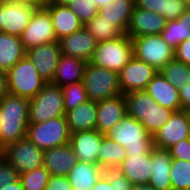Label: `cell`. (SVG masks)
Listing matches in <instances>:
<instances>
[{
	"instance_id": "6da1fadb",
	"label": "cell",
	"mask_w": 190,
	"mask_h": 190,
	"mask_svg": "<svg viewBox=\"0 0 190 190\" xmlns=\"http://www.w3.org/2000/svg\"><path fill=\"white\" fill-rule=\"evenodd\" d=\"M29 99L6 93L0 99V150L27 136Z\"/></svg>"
},
{
	"instance_id": "7a4b0ae2",
	"label": "cell",
	"mask_w": 190,
	"mask_h": 190,
	"mask_svg": "<svg viewBox=\"0 0 190 190\" xmlns=\"http://www.w3.org/2000/svg\"><path fill=\"white\" fill-rule=\"evenodd\" d=\"M127 115L140 121L153 136L171 117L173 110L165 108L146 92L131 91L124 94Z\"/></svg>"
},
{
	"instance_id": "3957f363",
	"label": "cell",
	"mask_w": 190,
	"mask_h": 190,
	"mask_svg": "<svg viewBox=\"0 0 190 190\" xmlns=\"http://www.w3.org/2000/svg\"><path fill=\"white\" fill-rule=\"evenodd\" d=\"M105 135L123 146L127 154H147L154 148L153 136L140 121L127 114Z\"/></svg>"
},
{
	"instance_id": "277c9868",
	"label": "cell",
	"mask_w": 190,
	"mask_h": 190,
	"mask_svg": "<svg viewBox=\"0 0 190 190\" xmlns=\"http://www.w3.org/2000/svg\"><path fill=\"white\" fill-rule=\"evenodd\" d=\"M133 43L130 36L98 42L89 63L119 73L133 57Z\"/></svg>"
},
{
	"instance_id": "5b68a950",
	"label": "cell",
	"mask_w": 190,
	"mask_h": 190,
	"mask_svg": "<svg viewBox=\"0 0 190 190\" xmlns=\"http://www.w3.org/2000/svg\"><path fill=\"white\" fill-rule=\"evenodd\" d=\"M6 75L8 93L28 99L35 97L47 83L27 55L11 67Z\"/></svg>"
},
{
	"instance_id": "8992f818",
	"label": "cell",
	"mask_w": 190,
	"mask_h": 190,
	"mask_svg": "<svg viewBox=\"0 0 190 190\" xmlns=\"http://www.w3.org/2000/svg\"><path fill=\"white\" fill-rule=\"evenodd\" d=\"M26 137L45 151L70 143L71 132L66 117L60 116L39 123H29Z\"/></svg>"
},
{
	"instance_id": "52a82bcc",
	"label": "cell",
	"mask_w": 190,
	"mask_h": 190,
	"mask_svg": "<svg viewBox=\"0 0 190 190\" xmlns=\"http://www.w3.org/2000/svg\"><path fill=\"white\" fill-rule=\"evenodd\" d=\"M83 83L88 100L100 102L122 94L118 73L87 62Z\"/></svg>"
},
{
	"instance_id": "ba28073f",
	"label": "cell",
	"mask_w": 190,
	"mask_h": 190,
	"mask_svg": "<svg viewBox=\"0 0 190 190\" xmlns=\"http://www.w3.org/2000/svg\"><path fill=\"white\" fill-rule=\"evenodd\" d=\"M29 123H39L65 116L64 98L61 87L46 83L43 89L29 99Z\"/></svg>"
},
{
	"instance_id": "9c48e42d",
	"label": "cell",
	"mask_w": 190,
	"mask_h": 190,
	"mask_svg": "<svg viewBox=\"0 0 190 190\" xmlns=\"http://www.w3.org/2000/svg\"><path fill=\"white\" fill-rule=\"evenodd\" d=\"M133 55L160 71L175 58L174 48L168 45L161 34L133 37Z\"/></svg>"
},
{
	"instance_id": "30bf717a",
	"label": "cell",
	"mask_w": 190,
	"mask_h": 190,
	"mask_svg": "<svg viewBox=\"0 0 190 190\" xmlns=\"http://www.w3.org/2000/svg\"><path fill=\"white\" fill-rule=\"evenodd\" d=\"M0 154L18 174L43 166L44 151L27 137L6 145L0 150Z\"/></svg>"
},
{
	"instance_id": "8fae6325",
	"label": "cell",
	"mask_w": 190,
	"mask_h": 190,
	"mask_svg": "<svg viewBox=\"0 0 190 190\" xmlns=\"http://www.w3.org/2000/svg\"><path fill=\"white\" fill-rule=\"evenodd\" d=\"M20 39L25 51L42 44L58 41L50 14L45 6L34 9L32 18Z\"/></svg>"
},
{
	"instance_id": "7c38bea8",
	"label": "cell",
	"mask_w": 190,
	"mask_h": 190,
	"mask_svg": "<svg viewBox=\"0 0 190 190\" xmlns=\"http://www.w3.org/2000/svg\"><path fill=\"white\" fill-rule=\"evenodd\" d=\"M157 72L158 70L153 66L133 56L118 73L119 86L122 94L124 95L131 91L146 90L148 83Z\"/></svg>"
},
{
	"instance_id": "4fadbf2b",
	"label": "cell",
	"mask_w": 190,
	"mask_h": 190,
	"mask_svg": "<svg viewBox=\"0 0 190 190\" xmlns=\"http://www.w3.org/2000/svg\"><path fill=\"white\" fill-rule=\"evenodd\" d=\"M190 112H173L170 119L153 135L154 147L168 150L180 140L189 138Z\"/></svg>"
},
{
	"instance_id": "5bb4252c",
	"label": "cell",
	"mask_w": 190,
	"mask_h": 190,
	"mask_svg": "<svg viewBox=\"0 0 190 190\" xmlns=\"http://www.w3.org/2000/svg\"><path fill=\"white\" fill-rule=\"evenodd\" d=\"M38 6L5 2L1 6L2 32L21 36Z\"/></svg>"
},
{
	"instance_id": "9a60e30c",
	"label": "cell",
	"mask_w": 190,
	"mask_h": 190,
	"mask_svg": "<svg viewBox=\"0 0 190 190\" xmlns=\"http://www.w3.org/2000/svg\"><path fill=\"white\" fill-rule=\"evenodd\" d=\"M26 55L34 63L40 76L47 83L51 82L61 55L59 42L56 41L33 47L26 51Z\"/></svg>"
},
{
	"instance_id": "2e32d148",
	"label": "cell",
	"mask_w": 190,
	"mask_h": 190,
	"mask_svg": "<svg viewBox=\"0 0 190 190\" xmlns=\"http://www.w3.org/2000/svg\"><path fill=\"white\" fill-rule=\"evenodd\" d=\"M58 42L62 55L80 58L87 62L91 59L98 43L85 27L71 35L62 37Z\"/></svg>"
},
{
	"instance_id": "e0dca14e",
	"label": "cell",
	"mask_w": 190,
	"mask_h": 190,
	"mask_svg": "<svg viewBox=\"0 0 190 190\" xmlns=\"http://www.w3.org/2000/svg\"><path fill=\"white\" fill-rule=\"evenodd\" d=\"M105 134L96 129L71 133L70 145L78 161L98 164V150Z\"/></svg>"
},
{
	"instance_id": "ac0fdd59",
	"label": "cell",
	"mask_w": 190,
	"mask_h": 190,
	"mask_svg": "<svg viewBox=\"0 0 190 190\" xmlns=\"http://www.w3.org/2000/svg\"><path fill=\"white\" fill-rule=\"evenodd\" d=\"M166 23L162 15L134 6L126 34L131 38L161 34Z\"/></svg>"
},
{
	"instance_id": "d6986e66",
	"label": "cell",
	"mask_w": 190,
	"mask_h": 190,
	"mask_svg": "<svg viewBox=\"0 0 190 190\" xmlns=\"http://www.w3.org/2000/svg\"><path fill=\"white\" fill-rule=\"evenodd\" d=\"M126 114V101L123 94L97 102L96 130L103 134L107 133Z\"/></svg>"
},
{
	"instance_id": "ffe728a7",
	"label": "cell",
	"mask_w": 190,
	"mask_h": 190,
	"mask_svg": "<svg viewBox=\"0 0 190 190\" xmlns=\"http://www.w3.org/2000/svg\"><path fill=\"white\" fill-rule=\"evenodd\" d=\"M172 157L169 150L154 147L151 152L152 171L149 185L154 190H172L171 170Z\"/></svg>"
},
{
	"instance_id": "44dd1931",
	"label": "cell",
	"mask_w": 190,
	"mask_h": 190,
	"mask_svg": "<svg viewBox=\"0 0 190 190\" xmlns=\"http://www.w3.org/2000/svg\"><path fill=\"white\" fill-rule=\"evenodd\" d=\"M77 161L70 143L44 151L43 166L50 175L67 176Z\"/></svg>"
},
{
	"instance_id": "7402d4cb",
	"label": "cell",
	"mask_w": 190,
	"mask_h": 190,
	"mask_svg": "<svg viewBox=\"0 0 190 190\" xmlns=\"http://www.w3.org/2000/svg\"><path fill=\"white\" fill-rule=\"evenodd\" d=\"M146 92L159 105L174 112L181 110L179 90L168 82L159 71L148 83Z\"/></svg>"
},
{
	"instance_id": "603a6c76",
	"label": "cell",
	"mask_w": 190,
	"mask_h": 190,
	"mask_svg": "<svg viewBox=\"0 0 190 190\" xmlns=\"http://www.w3.org/2000/svg\"><path fill=\"white\" fill-rule=\"evenodd\" d=\"M45 7L50 14L57 40L84 27V24L68 5L49 4Z\"/></svg>"
},
{
	"instance_id": "cb8c5ba5",
	"label": "cell",
	"mask_w": 190,
	"mask_h": 190,
	"mask_svg": "<svg viewBox=\"0 0 190 190\" xmlns=\"http://www.w3.org/2000/svg\"><path fill=\"white\" fill-rule=\"evenodd\" d=\"M151 168V153L127 154L116 170L125 175L132 185H135L149 183Z\"/></svg>"
},
{
	"instance_id": "d4e9b609",
	"label": "cell",
	"mask_w": 190,
	"mask_h": 190,
	"mask_svg": "<svg viewBox=\"0 0 190 190\" xmlns=\"http://www.w3.org/2000/svg\"><path fill=\"white\" fill-rule=\"evenodd\" d=\"M87 61L60 55L53 80L50 83L63 87L68 84H74L83 81L84 70Z\"/></svg>"
},
{
	"instance_id": "484cf974",
	"label": "cell",
	"mask_w": 190,
	"mask_h": 190,
	"mask_svg": "<svg viewBox=\"0 0 190 190\" xmlns=\"http://www.w3.org/2000/svg\"><path fill=\"white\" fill-rule=\"evenodd\" d=\"M65 117L71 133L95 130L97 102L87 100L84 104L66 112Z\"/></svg>"
},
{
	"instance_id": "4316f807",
	"label": "cell",
	"mask_w": 190,
	"mask_h": 190,
	"mask_svg": "<svg viewBox=\"0 0 190 190\" xmlns=\"http://www.w3.org/2000/svg\"><path fill=\"white\" fill-rule=\"evenodd\" d=\"M104 171L98 164L77 161L67 177L73 190H91Z\"/></svg>"
},
{
	"instance_id": "83f0119b",
	"label": "cell",
	"mask_w": 190,
	"mask_h": 190,
	"mask_svg": "<svg viewBox=\"0 0 190 190\" xmlns=\"http://www.w3.org/2000/svg\"><path fill=\"white\" fill-rule=\"evenodd\" d=\"M134 6L135 0H114L110 5L101 6L98 14L109 22H113L123 34H126Z\"/></svg>"
},
{
	"instance_id": "f1b7e54d",
	"label": "cell",
	"mask_w": 190,
	"mask_h": 190,
	"mask_svg": "<svg viewBox=\"0 0 190 190\" xmlns=\"http://www.w3.org/2000/svg\"><path fill=\"white\" fill-rule=\"evenodd\" d=\"M25 55L19 36L0 31V70L7 72Z\"/></svg>"
},
{
	"instance_id": "f546056e",
	"label": "cell",
	"mask_w": 190,
	"mask_h": 190,
	"mask_svg": "<svg viewBox=\"0 0 190 190\" xmlns=\"http://www.w3.org/2000/svg\"><path fill=\"white\" fill-rule=\"evenodd\" d=\"M127 157L126 149L106 135L98 150V165L104 170H115Z\"/></svg>"
},
{
	"instance_id": "4dcf8cb0",
	"label": "cell",
	"mask_w": 190,
	"mask_h": 190,
	"mask_svg": "<svg viewBox=\"0 0 190 190\" xmlns=\"http://www.w3.org/2000/svg\"><path fill=\"white\" fill-rule=\"evenodd\" d=\"M84 27L94 36L97 42L113 40L123 34L113 22H109L99 14L87 22Z\"/></svg>"
},
{
	"instance_id": "1f68e13d",
	"label": "cell",
	"mask_w": 190,
	"mask_h": 190,
	"mask_svg": "<svg viewBox=\"0 0 190 190\" xmlns=\"http://www.w3.org/2000/svg\"><path fill=\"white\" fill-rule=\"evenodd\" d=\"M159 72L178 90L181 86L190 83V66L175 58L169 61Z\"/></svg>"
},
{
	"instance_id": "d6a6232c",
	"label": "cell",
	"mask_w": 190,
	"mask_h": 190,
	"mask_svg": "<svg viewBox=\"0 0 190 190\" xmlns=\"http://www.w3.org/2000/svg\"><path fill=\"white\" fill-rule=\"evenodd\" d=\"M161 35L164 41L175 49L181 42L190 38V25L181 18L167 20Z\"/></svg>"
},
{
	"instance_id": "836d02e7",
	"label": "cell",
	"mask_w": 190,
	"mask_h": 190,
	"mask_svg": "<svg viewBox=\"0 0 190 190\" xmlns=\"http://www.w3.org/2000/svg\"><path fill=\"white\" fill-rule=\"evenodd\" d=\"M170 176L172 190H190V161L172 159Z\"/></svg>"
},
{
	"instance_id": "e575fe53",
	"label": "cell",
	"mask_w": 190,
	"mask_h": 190,
	"mask_svg": "<svg viewBox=\"0 0 190 190\" xmlns=\"http://www.w3.org/2000/svg\"><path fill=\"white\" fill-rule=\"evenodd\" d=\"M50 176L49 171L42 166L19 174V179L24 190H45Z\"/></svg>"
},
{
	"instance_id": "d590c367",
	"label": "cell",
	"mask_w": 190,
	"mask_h": 190,
	"mask_svg": "<svg viewBox=\"0 0 190 190\" xmlns=\"http://www.w3.org/2000/svg\"><path fill=\"white\" fill-rule=\"evenodd\" d=\"M61 90L64 98L65 113L88 100L83 81L65 85L61 87Z\"/></svg>"
},
{
	"instance_id": "8d00e7d4",
	"label": "cell",
	"mask_w": 190,
	"mask_h": 190,
	"mask_svg": "<svg viewBox=\"0 0 190 190\" xmlns=\"http://www.w3.org/2000/svg\"><path fill=\"white\" fill-rule=\"evenodd\" d=\"M68 7L84 25L98 14L99 9L92 0H74Z\"/></svg>"
},
{
	"instance_id": "74e56055",
	"label": "cell",
	"mask_w": 190,
	"mask_h": 190,
	"mask_svg": "<svg viewBox=\"0 0 190 190\" xmlns=\"http://www.w3.org/2000/svg\"><path fill=\"white\" fill-rule=\"evenodd\" d=\"M187 9L183 0H164L163 17L166 20L179 19Z\"/></svg>"
},
{
	"instance_id": "f35d334b",
	"label": "cell",
	"mask_w": 190,
	"mask_h": 190,
	"mask_svg": "<svg viewBox=\"0 0 190 190\" xmlns=\"http://www.w3.org/2000/svg\"><path fill=\"white\" fill-rule=\"evenodd\" d=\"M19 179L17 171L0 154V188Z\"/></svg>"
},
{
	"instance_id": "ab89813d",
	"label": "cell",
	"mask_w": 190,
	"mask_h": 190,
	"mask_svg": "<svg viewBox=\"0 0 190 190\" xmlns=\"http://www.w3.org/2000/svg\"><path fill=\"white\" fill-rule=\"evenodd\" d=\"M172 159L190 161V139L180 140L169 149Z\"/></svg>"
},
{
	"instance_id": "60d3db41",
	"label": "cell",
	"mask_w": 190,
	"mask_h": 190,
	"mask_svg": "<svg viewBox=\"0 0 190 190\" xmlns=\"http://www.w3.org/2000/svg\"><path fill=\"white\" fill-rule=\"evenodd\" d=\"M104 175L109 182H115V190H130L132 187L131 181L118 170H105Z\"/></svg>"
},
{
	"instance_id": "b9f144b4",
	"label": "cell",
	"mask_w": 190,
	"mask_h": 190,
	"mask_svg": "<svg viewBox=\"0 0 190 190\" xmlns=\"http://www.w3.org/2000/svg\"><path fill=\"white\" fill-rule=\"evenodd\" d=\"M45 190H73L67 176L51 175Z\"/></svg>"
},
{
	"instance_id": "7bdbcfd3",
	"label": "cell",
	"mask_w": 190,
	"mask_h": 190,
	"mask_svg": "<svg viewBox=\"0 0 190 190\" xmlns=\"http://www.w3.org/2000/svg\"><path fill=\"white\" fill-rule=\"evenodd\" d=\"M164 0H135V6L163 16Z\"/></svg>"
},
{
	"instance_id": "ee69618b",
	"label": "cell",
	"mask_w": 190,
	"mask_h": 190,
	"mask_svg": "<svg viewBox=\"0 0 190 190\" xmlns=\"http://www.w3.org/2000/svg\"><path fill=\"white\" fill-rule=\"evenodd\" d=\"M175 59L190 66V38L181 42L174 49Z\"/></svg>"
},
{
	"instance_id": "f6af8a7d",
	"label": "cell",
	"mask_w": 190,
	"mask_h": 190,
	"mask_svg": "<svg viewBox=\"0 0 190 190\" xmlns=\"http://www.w3.org/2000/svg\"><path fill=\"white\" fill-rule=\"evenodd\" d=\"M181 110L190 112V83L179 89Z\"/></svg>"
},
{
	"instance_id": "bcb514c9",
	"label": "cell",
	"mask_w": 190,
	"mask_h": 190,
	"mask_svg": "<svg viewBox=\"0 0 190 190\" xmlns=\"http://www.w3.org/2000/svg\"><path fill=\"white\" fill-rule=\"evenodd\" d=\"M91 190H115V182H109L103 174Z\"/></svg>"
},
{
	"instance_id": "7dc6e473",
	"label": "cell",
	"mask_w": 190,
	"mask_h": 190,
	"mask_svg": "<svg viewBox=\"0 0 190 190\" xmlns=\"http://www.w3.org/2000/svg\"><path fill=\"white\" fill-rule=\"evenodd\" d=\"M8 93L6 72L0 70V99Z\"/></svg>"
},
{
	"instance_id": "c3c4849f",
	"label": "cell",
	"mask_w": 190,
	"mask_h": 190,
	"mask_svg": "<svg viewBox=\"0 0 190 190\" xmlns=\"http://www.w3.org/2000/svg\"><path fill=\"white\" fill-rule=\"evenodd\" d=\"M0 190H24L20 179L10 184L5 185V187L0 188Z\"/></svg>"
},
{
	"instance_id": "681fc988",
	"label": "cell",
	"mask_w": 190,
	"mask_h": 190,
	"mask_svg": "<svg viewBox=\"0 0 190 190\" xmlns=\"http://www.w3.org/2000/svg\"><path fill=\"white\" fill-rule=\"evenodd\" d=\"M130 190H154L149 184H135Z\"/></svg>"
},
{
	"instance_id": "f907efd6",
	"label": "cell",
	"mask_w": 190,
	"mask_h": 190,
	"mask_svg": "<svg viewBox=\"0 0 190 190\" xmlns=\"http://www.w3.org/2000/svg\"><path fill=\"white\" fill-rule=\"evenodd\" d=\"M98 8L112 4L114 0H92Z\"/></svg>"
},
{
	"instance_id": "816d5d0a",
	"label": "cell",
	"mask_w": 190,
	"mask_h": 190,
	"mask_svg": "<svg viewBox=\"0 0 190 190\" xmlns=\"http://www.w3.org/2000/svg\"><path fill=\"white\" fill-rule=\"evenodd\" d=\"M12 3L27 4L31 6H37L32 0H7Z\"/></svg>"
},
{
	"instance_id": "f5cc1de1",
	"label": "cell",
	"mask_w": 190,
	"mask_h": 190,
	"mask_svg": "<svg viewBox=\"0 0 190 190\" xmlns=\"http://www.w3.org/2000/svg\"><path fill=\"white\" fill-rule=\"evenodd\" d=\"M74 0H51L50 4H57V5H68L69 3L73 2Z\"/></svg>"
},
{
	"instance_id": "db71d44e",
	"label": "cell",
	"mask_w": 190,
	"mask_h": 190,
	"mask_svg": "<svg viewBox=\"0 0 190 190\" xmlns=\"http://www.w3.org/2000/svg\"><path fill=\"white\" fill-rule=\"evenodd\" d=\"M181 19L184 20L185 22H188L190 25V9H187L182 15Z\"/></svg>"
},
{
	"instance_id": "11a10c76",
	"label": "cell",
	"mask_w": 190,
	"mask_h": 190,
	"mask_svg": "<svg viewBox=\"0 0 190 190\" xmlns=\"http://www.w3.org/2000/svg\"><path fill=\"white\" fill-rule=\"evenodd\" d=\"M38 7L47 6L50 4L51 0H32Z\"/></svg>"
},
{
	"instance_id": "9f6ffc18",
	"label": "cell",
	"mask_w": 190,
	"mask_h": 190,
	"mask_svg": "<svg viewBox=\"0 0 190 190\" xmlns=\"http://www.w3.org/2000/svg\"><path fill=\"white\" fill-rule=\"evenodd\" d=\"M188 9H190V0H183Z\"/></svg>"
},
{
	"instance_id": "6f0895ef",
	"label": "cell",
	"mask_w": 190,
	"mask_h": 190,
	"mask_svg": "<svg viewBox=\"0 0 190 190\" xmlns=\"http://www.w3.org/2000/svg\"><path fill=\"white\" fill-rule=\"evenodd\" d=\"M1 6H2V4H0V31L2 32V22H1Z\"/></svg>"
},
{
	"instance_id": "680465c9",
	"label": "cell",
	"mask_w": 190,
	"mask_h": 190,
	"mask_svg": "<svg viewBox=\"0 0 190 190\" xmlns=\"http://www.w3.org/2000/svg\"><path fill=\"white\" fill-rule=\"evenodd\" d=\"M7 0H0V4H4Z\"/></svg>"
}]
</instances>
